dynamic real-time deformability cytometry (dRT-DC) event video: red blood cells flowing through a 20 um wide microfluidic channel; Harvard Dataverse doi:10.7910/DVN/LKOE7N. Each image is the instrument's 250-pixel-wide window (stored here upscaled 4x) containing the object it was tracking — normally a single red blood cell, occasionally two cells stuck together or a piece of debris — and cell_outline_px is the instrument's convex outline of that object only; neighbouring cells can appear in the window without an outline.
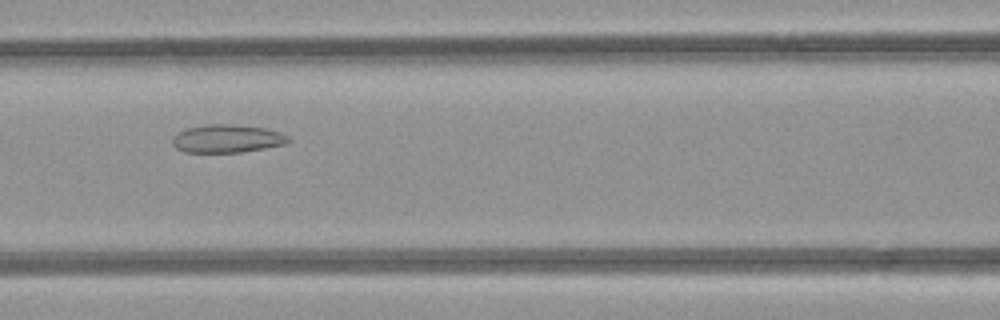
{"species": "common noctule bat (a hibernating species)", "species_latin": "Nyctalus noctula", "temperature_condition": "room temperature", "stored_images_in_passage": 34, "camera_frame_rate_fps": 3000, "um_per_image_px": 0.085, "animal": {"sex": "female", "body_mass_g": 21.9}, "frame": {"image": 1, "passage_image": 12, "time_ms": 3.667, "image_size_px": [1000, 320], "cell_outline_px": [[292, 140], [284, 144], [264, 148], [240, 152], [184, 152], [176, 148], [172, 144], [172, 136], [176, 132], [188, 128], [208, 124], [232, 124], [264, 128], [280, 132], [288, 136]], "centroid_in_image_um": [19.27, 11.78], "position_along_channel_um": 147.3, "area_um2": 18.96}}
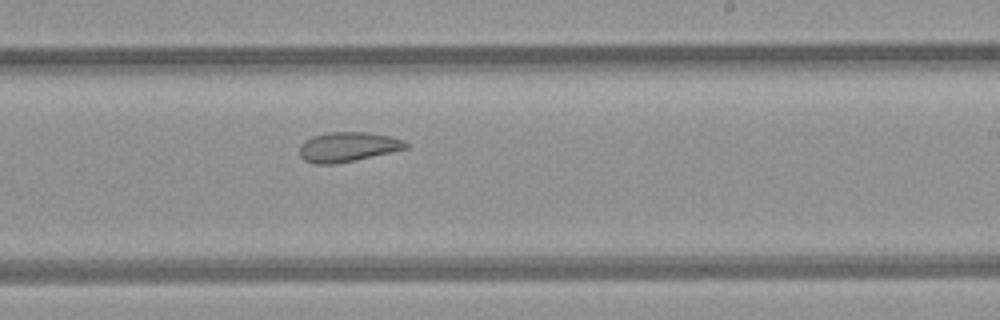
{"frame": {"image": 2, "passage_image": 20, "time_ms": 6.333, "image_size_px": [1000, 320], "cell_outline_px": [[408, 148], [352, 160], [332, 164], [312, 164], [304, 160], [300, 156], [300, 144], [304, 140], [312, 136], [328, 132], [368, 132], [388, 136], [404, 140], [408, 144]], "centroid_in_image_um": [29.51, 12.47], "position_along_channel_um": 259.5, "area_um2": 18.21}}
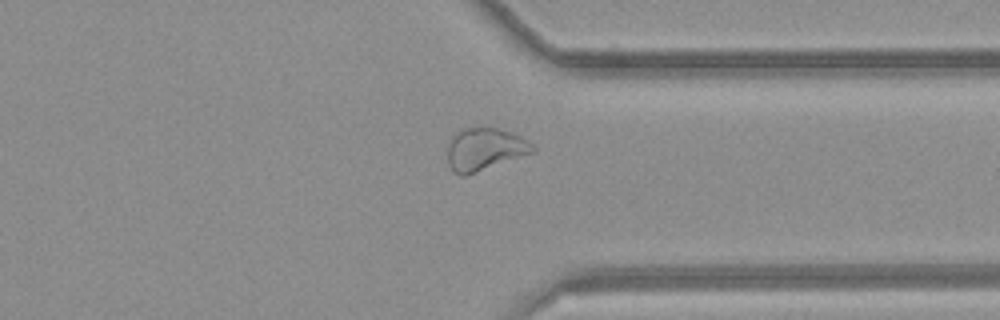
{"frame": {"image": 3, "passage_image": 28, "time_ms": 9.0, "image_size_px": [1000, 320], "cell_outline_px": [[536, 152], [464, 176], [460, 176], [452, 172], [448, 164], [448, 144], [452, 136], [456, 132], [464, 128], [496, 128], [520, 136], [528, 140], [536, 148]], "centroid_in_image_um": [41.19, 12.7], "position_along_channel_um": 370.2, "area_um2": 21.1}}